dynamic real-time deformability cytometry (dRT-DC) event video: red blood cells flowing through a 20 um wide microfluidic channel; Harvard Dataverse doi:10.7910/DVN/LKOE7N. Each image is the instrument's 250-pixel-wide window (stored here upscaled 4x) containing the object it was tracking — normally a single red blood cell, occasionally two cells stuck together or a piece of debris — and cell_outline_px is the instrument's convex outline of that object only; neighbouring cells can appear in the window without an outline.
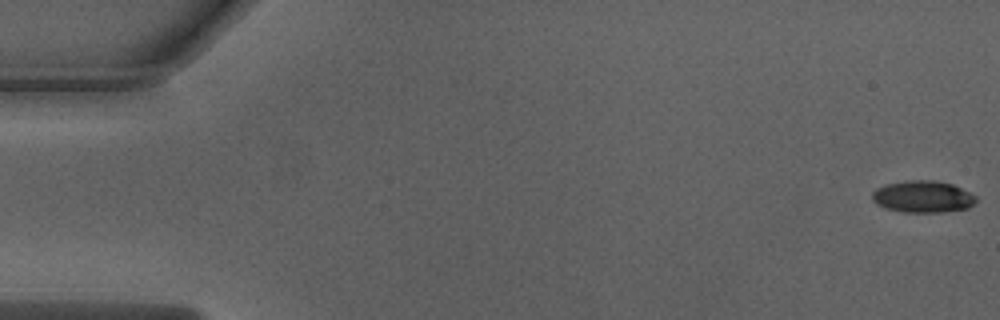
{"species": "Egyptian fruit bat (a non-hibernating species)", "species_latin": "Rousettus aegyptiacus", "temperature_condition": "warm", "stored_images_in_passage": 52, "camera_frame_rate_fps": 3000, "um_per_image_px": 0.085, "animal": {"sex": "male"}, "frame": {"image": 1, "passage_image": 1, "time_ms": 0.0, "image_size_px": [1000, 320], "cell_outline_px": [[976, 200], [968, 208], [940, 212], [904, 212], [884, 208], [876, 204], [872, 200], [872, 192], [876, 188], [888, 184], [904, 180], [936, 180], [952, 184], [976, 196]], "centroid_in_image_um": [78.4, 16.71], "position_along_channel_um": 6.6, "area_um2": 19.25}}
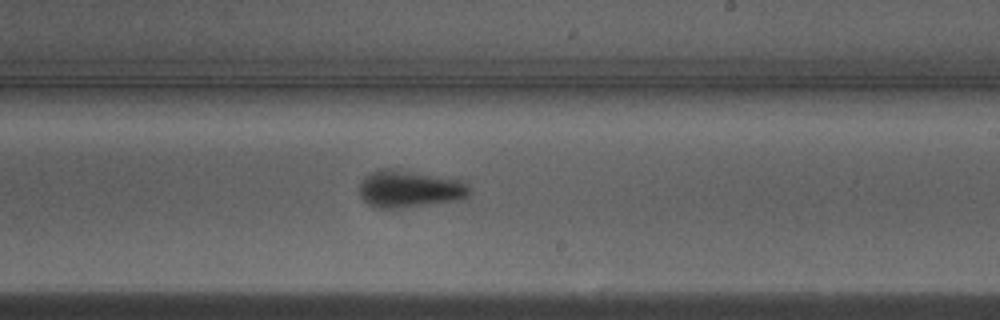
{"frame": {"image": 2, "passage_image": 31, "time_ms": 10.0, "image_size_px": [1000, 320], "cell_outline_px": [[472, 192], [468, 196], [460, 200], [400, 208], [376, 208], [368, 204], [360, 196], [360, 180], [364, 176], [380, 168], [392, 168], [464, 180]], "centroid_in_image_um": [34.82, 16.05], "position_along_channel_um": 254.2, "area_um2": 24.16}}
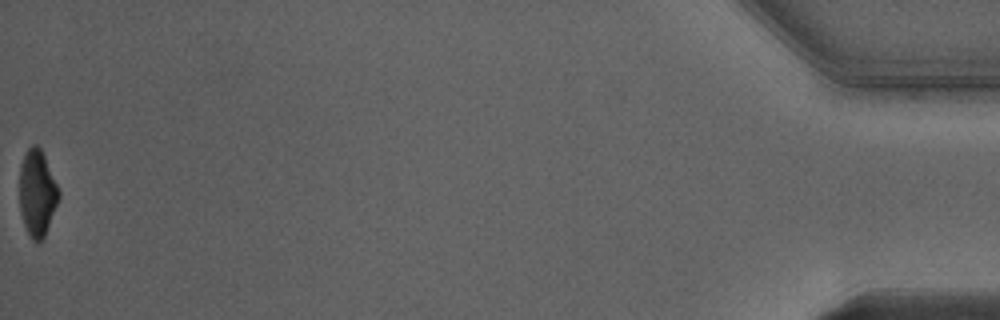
{"frame": {"image": 3, "passage_image": 52, "time_ms": 17.0, "image_size_px": [1000, 320], "cell_outline_px": [[60, 196], [44, 236], [40, 244], [36, 244], [32, 240], [24, 224], [20, 212], [20, 164], [24, 152], [32, 144], [36, 144], [40, 148], [44, 156], [60, 192]], "centroid_in_image_um": [3.14, 16.41], "position_along_channel_um": 432.1, "area_um2": 19.65}, "authors_computed_cell_mechanics": {"area_um2": 21.8195, "velocity_mm_per_s": 4.0281, "shape_relaxation_time_tau1_ms": 3.4827, "shape_relaxation_time_tau2_ms": 2.0178, "deformation_change_tau1": 0.168, "deformation_change_tau2": 0.0756}}